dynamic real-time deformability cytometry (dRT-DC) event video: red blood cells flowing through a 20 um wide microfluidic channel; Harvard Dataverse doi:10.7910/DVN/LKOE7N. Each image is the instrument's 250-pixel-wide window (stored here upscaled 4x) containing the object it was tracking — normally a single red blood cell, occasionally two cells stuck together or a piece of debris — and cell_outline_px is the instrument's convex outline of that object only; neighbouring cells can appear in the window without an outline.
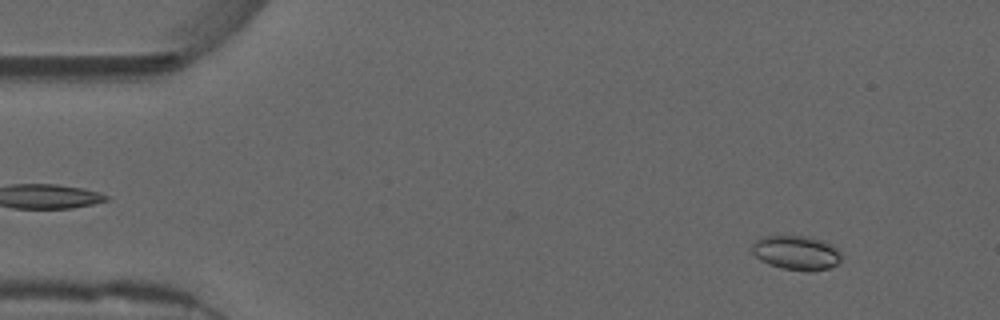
{"species": "common noctule bat (a hibernating species)", "species_latin": "Nyctalus noctula", "temperature_condition": "warm", "stored_images_in_passage": 54, "camera_frame_rate_fps": 3000, "um_per_image_px": 0.085, "animal": {"sex": "male", "forearm_length_mm": 52.5}, "frame": {"image": 1, "passage_image": 5, "time_ms": 1.333, "image_size_px": [1000, 320], "cell_outline_px": [[840, 260], [836, 264], [828, 268], [812, 272], [808, 272], [784, 268], [768, 264], [760, 260], [752, 252], [752, 244], [760, 236], [812, 236], [824, 240], [832, 244], [840, 252]], "centroid_in_image_um": [67.69, 21.47], "position_along_channel_um": 17.3, "area_um2": 18.03}}
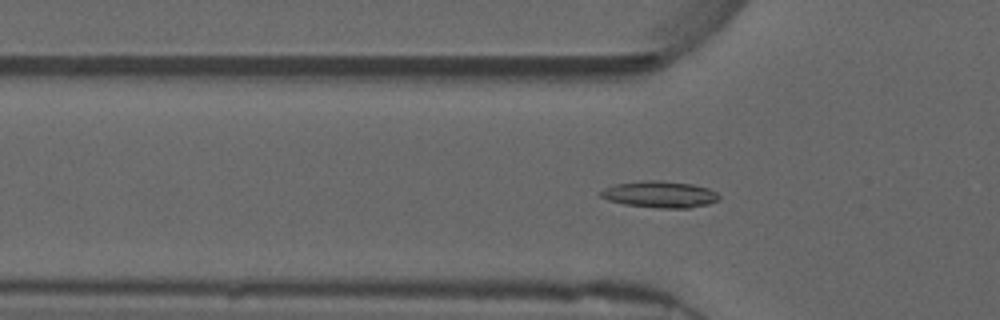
{"frame": {"image": 2, "passage_image": 17, "time_ms": 5.333, "image_size_px": [1000, 320], "cell_outline_px": [[720, 200], [708, 204], [688, 208], [656, 208], [624, 204], [608, 200], [600, 196], [600, 192], [604, 188], [616, 184], [644, 180], [656, 180], [692, 184], [708, 188], [716, 192], [720, 196]], "centroid_in_image_um": [56.1, 16.53], "position_along_channel_um": 69.7, "area_um2": 18.32}}
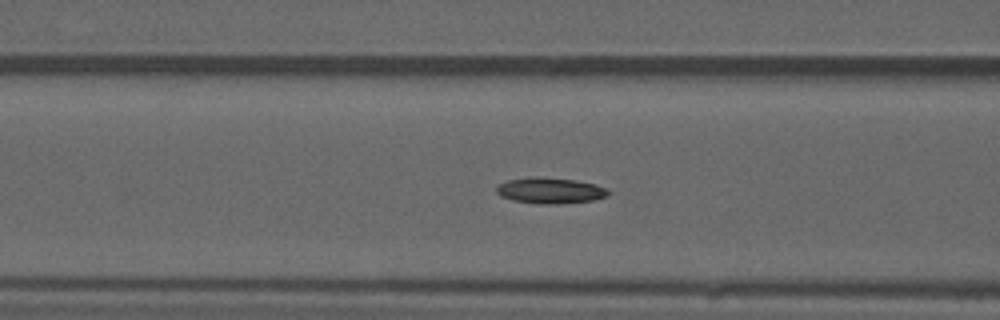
{"frame": {"image": 3, "passage_image": 21, "time_ms": 6.667, "image_size_px": [1000, 320], "cell_outline_px": [[608, 192], [604, 196], [592, 200], [556, 204], [540, 204], [512, 200], [500, 196], [496, 192], [496, 188], [500, 184], [508, 180], [532, 176], [536, 176], [576, 180], [596, 184], [608, 188]], "centroid_in_image_um": [46.73, 16.19], "position_along_channel_um": 119.9, "area_um2": 16.82}, "authors_computed_cell_mechanics": {"area_um2": 16.5597, "velocity_mm_per_s": 3.713, "shape_relaxation_time_tau1_ms": null, "shape_relaxation_time_tau2_ms": 8.5081, "deformation_change_tau1": null, "deformation_change_tau2": 0.1596}}